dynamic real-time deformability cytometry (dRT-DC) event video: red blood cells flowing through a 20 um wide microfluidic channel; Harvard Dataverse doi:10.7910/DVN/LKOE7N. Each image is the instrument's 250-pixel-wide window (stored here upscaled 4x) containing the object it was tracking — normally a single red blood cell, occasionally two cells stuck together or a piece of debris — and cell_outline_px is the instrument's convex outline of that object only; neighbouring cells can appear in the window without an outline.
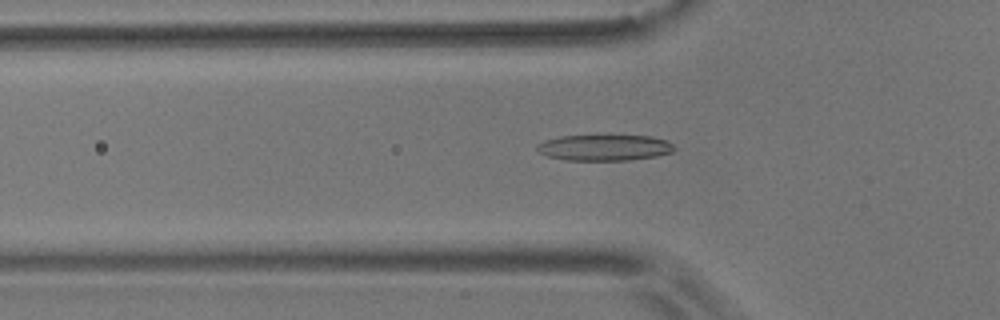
{"species": "common noctule bat (a hibernating species)", "species_latin": "Nyctalus noctula", "temperature_condition": "room temperature", "stored_images_in_passage": 42, "camera_frame_rate_fps": 3000, "um_per_image_px": 0.085, "animal": {"sex": "male", "body_mass_g": 17.9}, "frame": {"image": 1, "passage_image": 5, "time_ms": 1.333, "image_size_px": [1000, 320], "cell_outline_px": [[676, 148], [672, 152], [656, 156], [628, 160], [568, 160], [548, 156], [540, 152], [536, 148], [536, 144], [544, 140], [560, 136], [652, 136], [668, 140]], "centroid_in_image_um": [51.39, 12.54], "position_along_channel_um": 74.4, "area_um2": 20.69}}
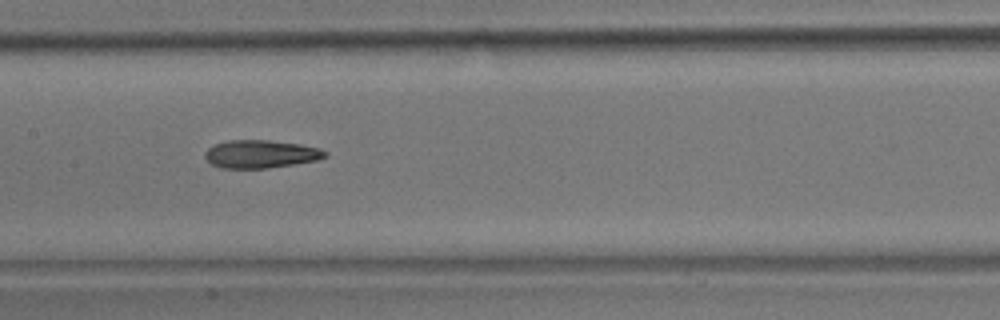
{"frame": {"image": 2, "passage_image": 14, "time_ms": 4.333, "image_size_px": [1000, 320], "cell_outline_px": [[328, 156], [320, 160], [268, 168], [220, 168], [212, 164], [204, 156], [204, 152], [208, 148], [216, 144], [228, 140], [268, 140], [300, 144], [320, 148], [328, 152]], "centroid_in_image_um": [22.2, 13.09], "position_along_channel_um": 185.2, "area_um2": 19.71}}
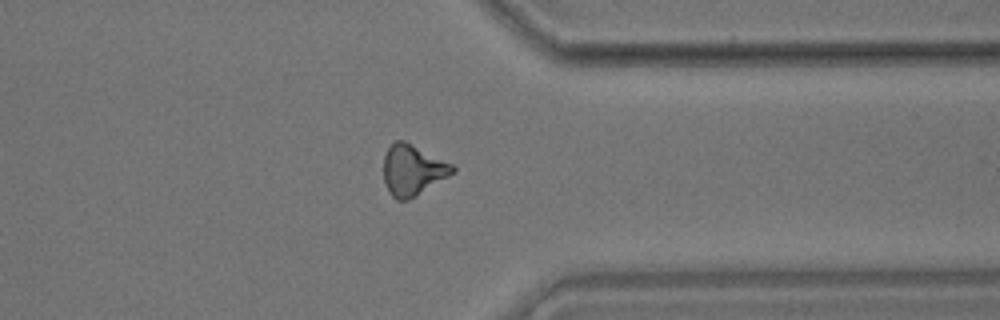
{"frame": {"image": 3, "passage_image": 30, "time_ms": 9.667, "image_size_px": [1000, 320], "cell_outline_px": [[456, 172], [416, 196], [408, 200], [396, 200], [388, 192], [384, 180], [384, 156], [388, 148], [396, 140], [404, 140], [452, 164], [456, 168]], "centroid_in_image_um": [35.08, 14.47], "position_along_channel_um": 376.3, "area_um2": 20.35}, "authors_computed_cell_mechanics": {"area_um2": 19.5653, "velocity_mm_per_s": 3.6768, "shape_relaxation_time_tau1_ms": 6.4829, "shape_relaxation_time_tau2_ms": 4.3401, "deformation_change_tau1": 0.1745, "deformation_change_tau2": 0.1438}}